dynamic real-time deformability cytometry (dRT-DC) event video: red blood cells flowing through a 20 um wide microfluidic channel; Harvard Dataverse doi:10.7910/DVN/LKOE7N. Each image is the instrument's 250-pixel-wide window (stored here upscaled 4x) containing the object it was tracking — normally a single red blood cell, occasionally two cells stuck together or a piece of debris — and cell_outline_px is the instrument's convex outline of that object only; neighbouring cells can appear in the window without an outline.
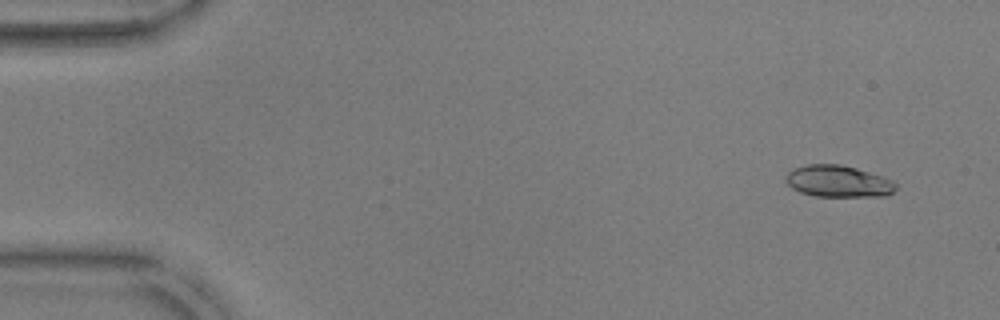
{"species": "common noctule bat (a hibernating species)", "species_latin": "Nyctalus noctula", "temperature_condition": "warm", "stored_images_in_passage": 15, "camera_frame_rate_fps": 3000, "um_per_image_px": 0.085, "animal": {"sex": "male", "body_mass_g": 17.9, "forearm_length_mm": 54.2}, "frame": {"image": 1, "passage_image": 4, "time_ms": 1.0, "image_size_px": [1000, 320], "cell_outline_px": [[896, 188], [892, 192], [884, 196], [816, 196], [800, 192], [792, 188], [784, 180], [788, 172], [792, 168], [808, 164], [840, 164], [856, 168], [892, 180], [896, 184]], "centroid_in_image_um": [71.21, 15.4], "position_along_channel_um": 13.8, "area_um2": 20.23}}